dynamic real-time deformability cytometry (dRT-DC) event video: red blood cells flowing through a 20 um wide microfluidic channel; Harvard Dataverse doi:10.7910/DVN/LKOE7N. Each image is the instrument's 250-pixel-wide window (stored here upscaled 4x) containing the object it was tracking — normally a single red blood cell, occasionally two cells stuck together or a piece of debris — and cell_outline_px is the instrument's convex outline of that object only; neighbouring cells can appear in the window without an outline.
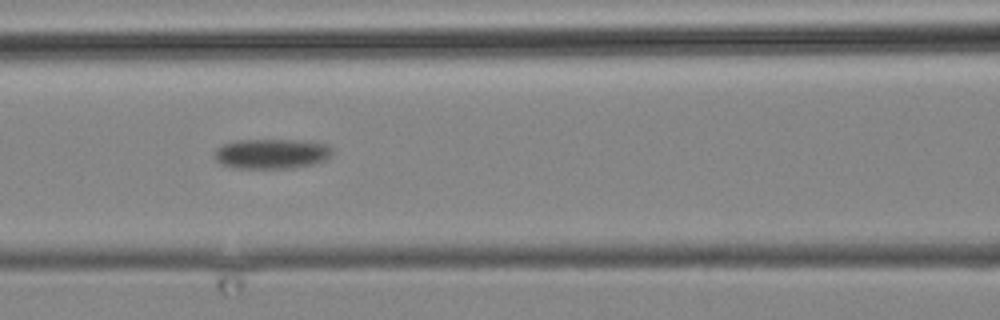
{"species": "common noctule bat (a hibernating species)", "species_latin": "Nyctalus noctula", "temperature_condition": "cold", "stored_images_in_passage": 5, "camera_frame_rate_fps": 3000, "um_per_image_px": 0.085, "animal": {"sex": "male", "body_mass_g": 19.2, "forearm_length_mm": 51.8}, "frame": {"image": 1, "passage_image": 5, "time_ms": 5.333, "image_size_px": [1000, 320], "cell_outline_px": [[332, 156], [324, 160], [312, 164], [292, 168], [236, 168], [220, 164], [212, 156], [216, 148], [224, 144], [236, 140], [296, 140], [324, 144], [332, 148]], "centroid_in_image_um": [23.04, 13.07], "position_along_channel_um": 143.6, "area_um2": 20.58}}